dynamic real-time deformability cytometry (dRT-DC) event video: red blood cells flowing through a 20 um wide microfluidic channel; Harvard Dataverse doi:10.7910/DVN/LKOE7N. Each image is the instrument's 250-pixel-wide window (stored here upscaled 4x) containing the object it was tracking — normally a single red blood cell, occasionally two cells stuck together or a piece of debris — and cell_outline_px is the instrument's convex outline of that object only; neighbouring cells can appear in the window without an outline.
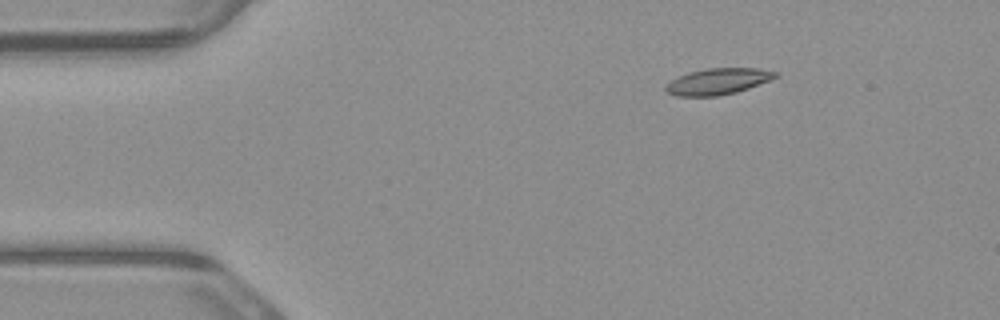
{"species": "common noctule bat (a hibernating species)", "species_latin": "Nyctalus noctula", "temperature_condition": "warm", "stored_images_in_passage": 4, "camera_frame_rate_fps": 3000, "um_per_image_px": 0.085, "animal": {"sex": "male", "body_mass_g": 23.1, "forearm_length_mm": 52.7}, "frame": {"image": 1, "passage_image": 2, "time_ms": 0.333, "image_size_px": [1000, 320], "cell_outline_px": [[780, 76], [748, 88], [736, 92], [716, 96], [676, 96], [668, 92], [664, 88], [672, 80], [688, 72], [708, 68], [760, 68], [780, 72]], "centroid_in_image_um": [61.08, 6.91], "position_along_channel_um": 23.9, "area_um2": 16.7}}